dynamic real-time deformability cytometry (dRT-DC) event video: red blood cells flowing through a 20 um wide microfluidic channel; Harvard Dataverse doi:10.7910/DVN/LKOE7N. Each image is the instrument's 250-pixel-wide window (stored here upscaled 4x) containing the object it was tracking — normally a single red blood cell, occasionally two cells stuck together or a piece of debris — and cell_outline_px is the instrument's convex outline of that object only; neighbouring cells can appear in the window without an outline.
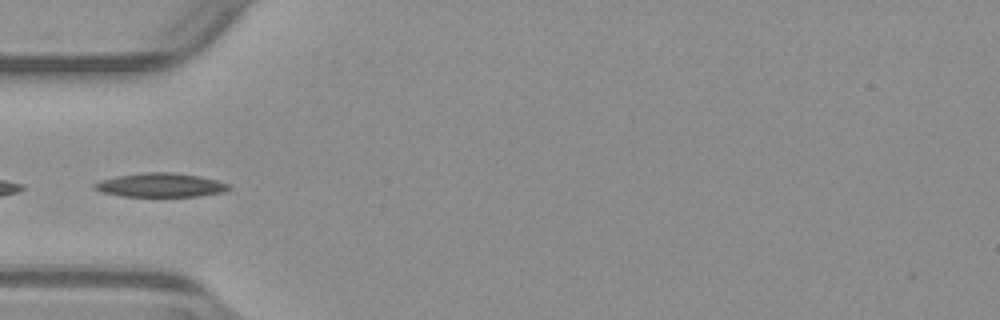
{"species": "common noctule bat (a hibernating species)", "species_latin": "Nyctalus noctula", "temperature_condition": "warm", "stored_images_in_passage": 37, "camera_frame_rate_fps": 3000, "um_per_image_px": 0.085, "animal": {"sex": "male", "body_mass_g": 23.1, "forearm_length_mm": 52.7}, "frame": {"image": 1, "passage_image": 1, "time_ms": 0.0, "image_size_px": [1000, 320], "cell_outline_px": [[232, 188], [224, 192], [200, 196], [124, 196], [104, 192], [92, 188], [92, 184], [100, 180], [116, 176], [140, 172], [172, 172], [200, 176], [232, 184]], "centroid_in_image_um": [13.68, 15.72], "position_along_channel_um": 71.3, "area_um2": 18.9}}
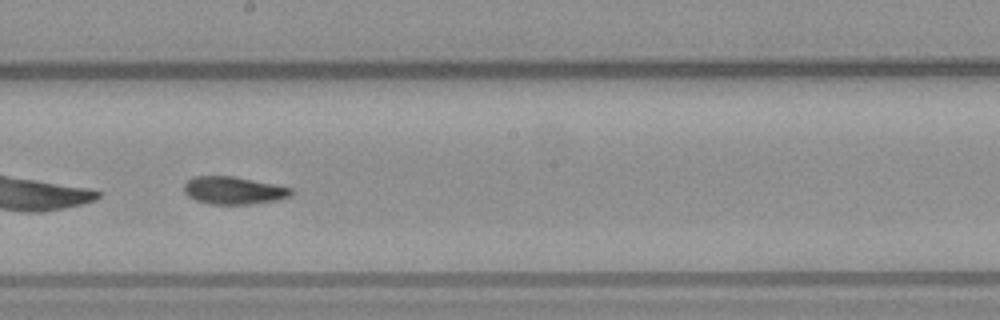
{"frame": {"image": 2, "passage_image": 13, "time_ms": 4.0, "image_size_px": [1000, 320], "cell_outline_px": [[296, 192], [288, 196], [276, 200], [252, 204], [208, 204], [196, 200], [188, 196], [184, 192], [184, 184], [192, 176], [232, 176], [292, 188]], "centroid_in_image_um": [19.83, 16.19], "position_along_channel_um": 228.4, "area_um2": 17.17}}
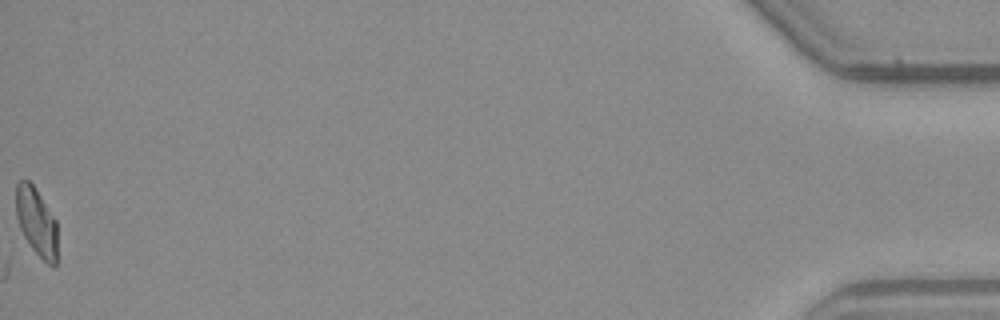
{"frame": {"image": 3, "passage_image": 37, "time_ms": 12.0, "image_size_px": [1000, 320], "cell_outline_px": [[56, 264], [52, 268], [32, 248], [24, 236], [20, 228], [16, 216], [16, 184], [20, 180], [28, 180], [32, 184], [56, 220]], "centroid_in_image_um": [3.08, 18.85], "position_along_channel_um": 432.1, "area_um2": 16.13}}